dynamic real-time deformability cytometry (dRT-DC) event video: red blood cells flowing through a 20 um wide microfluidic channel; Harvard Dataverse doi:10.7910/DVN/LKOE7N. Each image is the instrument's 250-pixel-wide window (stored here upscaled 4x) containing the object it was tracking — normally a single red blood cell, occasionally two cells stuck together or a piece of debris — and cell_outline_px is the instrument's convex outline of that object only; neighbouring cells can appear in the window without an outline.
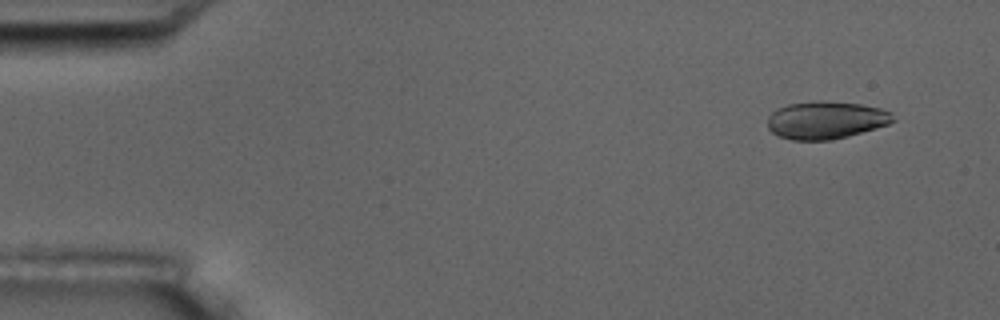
{"species": "common noctule bat (a hibernating species)", "species_latin": "Nyctalus noctula", "temperature_condition": "room temperature", "stored_images_in_passage": 6, "camera_frame_rate_fps": 3000, "um_per_image_px": 0.085, "animal": {"sex": "male", "body_mass_g": 17.5, "forearm_length_mm": 52.3}, "frame": {"image": 1, "passage_image": 2, "time_ms": 1.0, "image_size_px": [1000, 320], "cell_outline_px": [[896, 120], [888, 124], [876, 128], [848, 136], [832, 140], [792, 140], [776, 136], [768, 128], [768, 116], [776, 108], [788, 104], [820, 100], [824, 100], [860, 104], [880, 108], [892, 112]], "centroid_in_image_um": [70.19, 10.2], "position_along_channel_um": 14.8, "area_um2": 27.8}}